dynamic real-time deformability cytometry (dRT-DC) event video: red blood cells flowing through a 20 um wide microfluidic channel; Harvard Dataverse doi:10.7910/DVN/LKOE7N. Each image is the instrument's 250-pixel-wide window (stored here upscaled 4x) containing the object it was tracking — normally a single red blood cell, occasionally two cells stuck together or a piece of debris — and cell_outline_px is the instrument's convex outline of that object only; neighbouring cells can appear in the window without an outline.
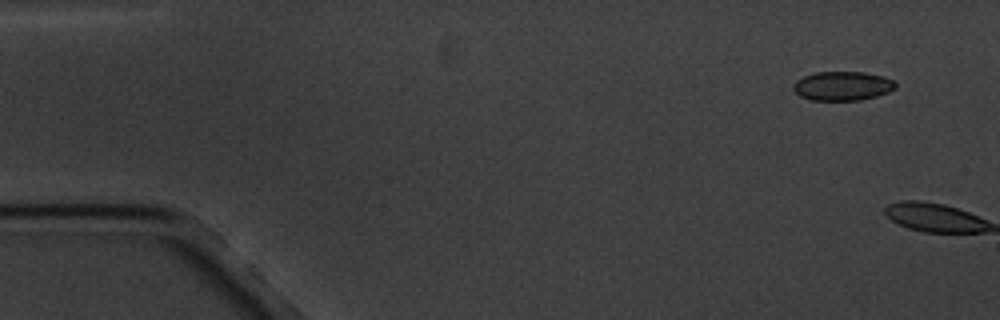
{"species": "common noctule bat (a hibernating species)", "species_latin": "Nyctalus noctula", "temperature_condition": "cold", "stored_images_in_passage": 2, "camera_frame_rate_fps": 3000, "um_per_image_px": 0.085, "animal": {"sex": "male", "body_mass_g": 20.1, "forearm_length_mm": 53.5}, "frame": {"image": 1, "passage_image": 1, "time_ms": 0.0, "image_size_px": [1000, 320], "cell_outline_px": [[896, 88], [888, 92], [876, 96], [860, 100], [808, 100], [800, 96], [792, 88], [792, 84], [796, 80], [804, 76], [816, 72], [864, 72], [884, 76], [892, 80], [896, 84]], "centroid_in_image_um": [71.59, 7.3], "position_along_channel_um": 13.4, "area_um2": 17.4}}